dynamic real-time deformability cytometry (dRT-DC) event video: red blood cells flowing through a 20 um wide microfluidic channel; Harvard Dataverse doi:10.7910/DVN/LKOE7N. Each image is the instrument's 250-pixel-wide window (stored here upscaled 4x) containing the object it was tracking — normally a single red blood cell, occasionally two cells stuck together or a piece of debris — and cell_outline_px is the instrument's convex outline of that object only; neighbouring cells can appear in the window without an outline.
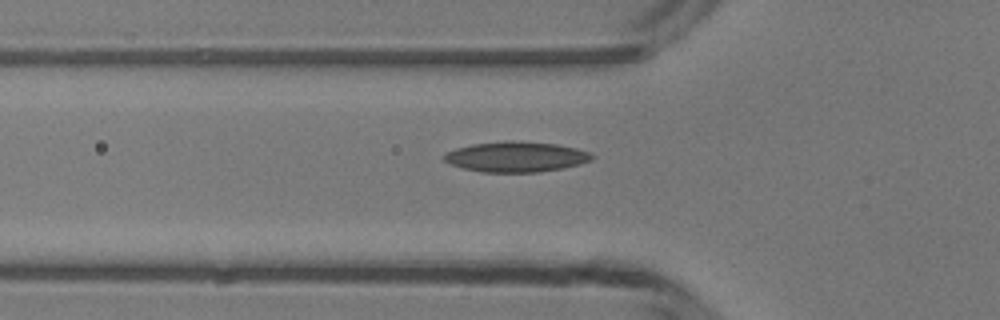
{"species": "common noctule bat (a hibernating species)", "species_latin": "Nyctalus noctula", "temperature_condition": "room temperature", "stored_images_in_passage": 29, "camera_frame_rate_fps": 3000, "um_per_image_px": 0.085, "animal": {"sex": "male", "body_mass_g": 13.3}, "frame": {"image": 1, "passage_image": 3, "time_ms": 0.667, "image_size_px": [1000, 320], "cell_outline_px": [[596, 156], [592, 160], [580, 164], [564, 168], [540, 172], [480, 172], [464, 168], [452, 164], [444, 160], [444, 156], [448, 152], [456, 148], [472, 144], [504, 140], [512, 140], [556, 144], [576, 148], [592, 152]], "centroid_in_image_um": [43.93, 13.32], "position_along_channel_um": 81.9, "area_um2": 26.3}}
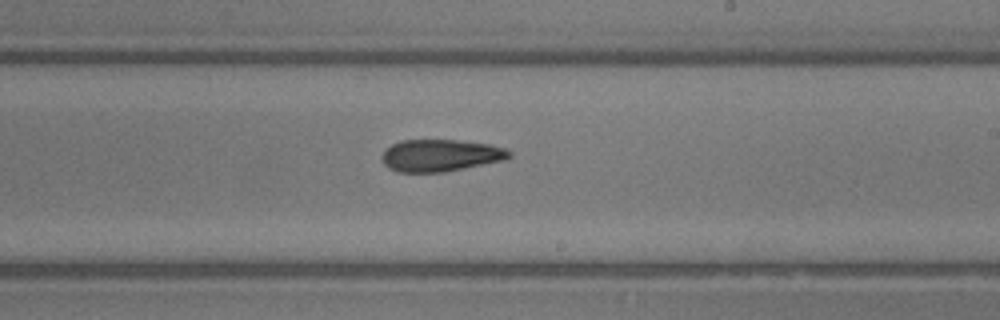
{"frame": {"image": 2, "passage_image": 15, "time_ms": 4.667, "image_size_px": [1000, 320], "cell_outline_px": [[512, 156], [504, 160], [444, 172], [396, 172], [388, 168], [384, 164], [384, 152], [392, 144], [400, 140], [456, 140], [488, 144], [508, 148], [512, 152]], "centroid_in_image_um": [37.48, 13.21], "position_along_channel_um": 251.5, "area_um2": 23.7}}
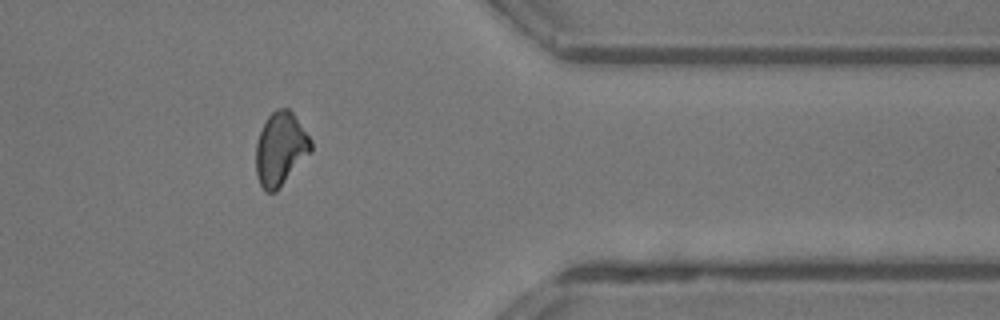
{"frame": {"image": 3, "passage_image": 26, "time_ms": 8.333, "image_size_px": [1000, 320], "cell_outline_px": [[312, 152], [276, 192], [264, 192], [260, 184], [256, 172], [256, 144], [260, 132], [268, 116], [276, 108], [288, 108], [292, 112], [312, 140]], "centroid_in_image_um": [23.85, 12.67], "position_along_channel_um": 387.5, "area_um2": 23.58}}